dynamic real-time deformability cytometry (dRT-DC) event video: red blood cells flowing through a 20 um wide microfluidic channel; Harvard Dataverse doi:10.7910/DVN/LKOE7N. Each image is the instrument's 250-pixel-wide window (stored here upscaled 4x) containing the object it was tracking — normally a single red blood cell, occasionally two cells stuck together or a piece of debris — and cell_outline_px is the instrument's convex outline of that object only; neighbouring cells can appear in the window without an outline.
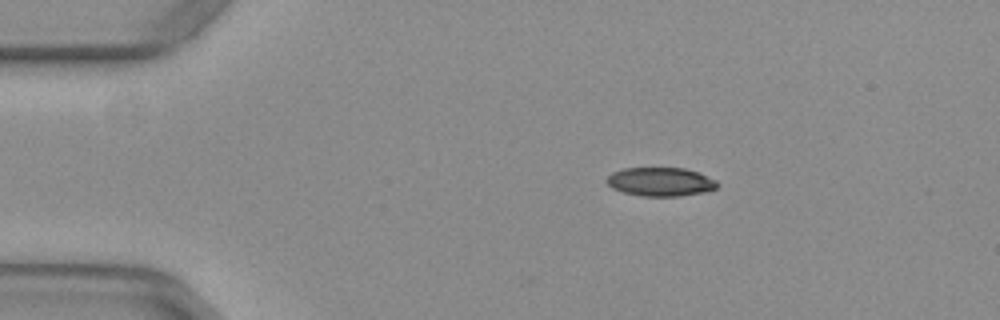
{"species": "common noctule bat (a hibernating species)", "species_latin": "Nyctalus noctula", "temperature_condition": "warm", "stored_images_in_passage": 50, "camera_frame_rate_fps": 3000, "um_per_image_px": 0.085, "animal": {"sex": "female", "body_mass_g": 29.2, "forearm_length_mm": 56.3}, "frame": {"image": 1, "passage_image": 9, "time_ms": 2.667, "image_size_px": [1000, 320], "cell_outline_px": [[716, 188], [704, 192], [680, 196], [640, 196], [624, 192], [612, 188], [604, 180], [612, 172], [624, 168], [684, 168], [696, 172], [716, 180]], "centroid_in_image_um": [56.09, 15.45], "position_along_channel_um": 28.9, "area_um2": 18.38}}
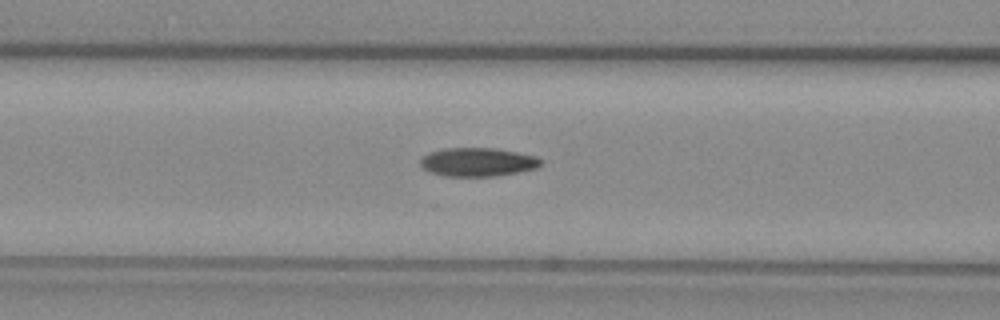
{"frame": {"image": 2, "passage_image": 21, "time_ms": 6.667, "image_size_px": [1000, 320], "cell_outline_px": [[544, 164], [540, 168], [520, 172], [496, 176], [444, 176], [432, 172], [424, 168], [420, 164], [420, 160], [424, 156], [432, 152], [444, 148], [496, 148], [536, 156], [544, 160]], "centroid_in_image_um": [40.71, 13.78], "position_along_channel_um": 125.9, "area_um2": 20.23}}
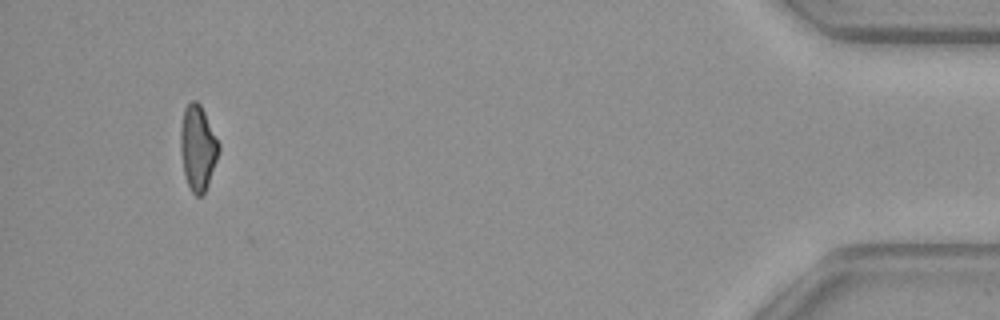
{"frame": {"image": 3, "passage_image": 49, "time_ms": 16.0, "image_size_px": [1000, 320], "cell_outline_px": [[220, 152], [208, 184], [204, 192], [200, 196], [196, 196], [192, 192], [184, 176], [180, 152], [180, 128], [184, 108], [192, 100], [196, 100], [200, 104], [220, 144]], "centroid_in_image_um": [16.8, 12.56], "position_along_channel_um": 418.4, "area_um2": 19.07}, "authors_computed_cell_mechanics": {"area_um2": 19.652, "velocity_mm_per_s": 3.9573, "shape_relaxation_time_tau1_ms": null, "shape_relaxation_time_tau2_ms": 6.1521, "deformation_change_tau1": null, "deformation_change_tau2": 0.136}}